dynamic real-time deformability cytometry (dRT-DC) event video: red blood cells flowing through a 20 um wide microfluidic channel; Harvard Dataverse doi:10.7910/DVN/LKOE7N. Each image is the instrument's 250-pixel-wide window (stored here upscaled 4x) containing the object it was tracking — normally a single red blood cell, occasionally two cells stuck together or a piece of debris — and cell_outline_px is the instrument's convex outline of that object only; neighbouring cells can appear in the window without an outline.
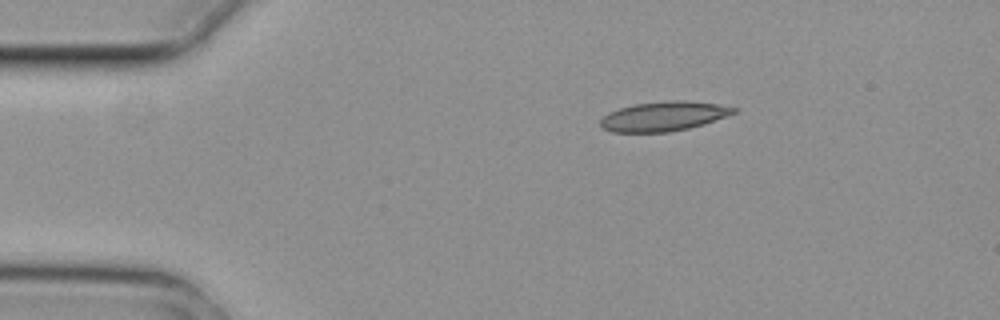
{"species": "common noctule bat (a hibernating species)", "species_latin": "Nyctalus noctula", "temperature_condition": "cold", "stored_images_in_passage": 5, "camera_frame_rate_fps": 3000, "um_per_image_px": 0.085, "animal": {"sex": "female", "body_mass_g": 29.2, "forearm_length_mm": 56.3}, "frame": {"image": 1, "passage_image": 5, "time_ms": 1.333, "image_size_px": [1000, 320], "cell_outline_px": [[740, 108], [736, 112], [704, 124], [688, 128], [668, 132], [612, 132], [604, 128], [600, 124], [600, 120], [608, 112], [632, 104], [668, 100], [684, 100], [716, 104]], "centroid_in_image_um": [56.41, 9.87], "position_along_channel_um": 28.6, "area_um2": 22.89}}